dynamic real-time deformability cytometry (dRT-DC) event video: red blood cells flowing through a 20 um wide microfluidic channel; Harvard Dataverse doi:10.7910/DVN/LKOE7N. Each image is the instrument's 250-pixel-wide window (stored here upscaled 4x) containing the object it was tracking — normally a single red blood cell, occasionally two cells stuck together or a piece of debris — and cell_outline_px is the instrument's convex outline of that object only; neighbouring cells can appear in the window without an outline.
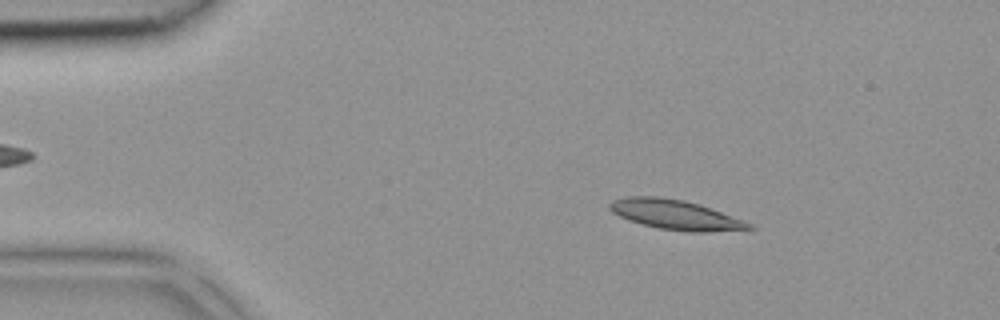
{"species": "common noctule bat (a hibernating species)", "species_latin": "Nyctalus noctula", "temperature_condition": "room temperature", "stored_images_in_passage": 40, "camera_frame_rate_fps": 3000, "um_per_image_px": 0.085, "animal": {"sex": "female", "body_mass_g": 18.4}, "frame": {"image": 1, "passage_image": 6, "time_ms": 1.667, "image_size_px": [1000, 320], "cell_outline_px": [[756, 228], [708, 232], [692, 232], [660, 228], [640, 224], [628, 220], [612, 212], [608, 208], [608, 204], [612, 200], [624, 196], [656, 196], [684, 200], [700, 204], [744, 220], [752, 224]], "centroid_in_image_um": [57.38, 18.24], "position_along_channel_um": 27.6, "area_um2": 24.22}}
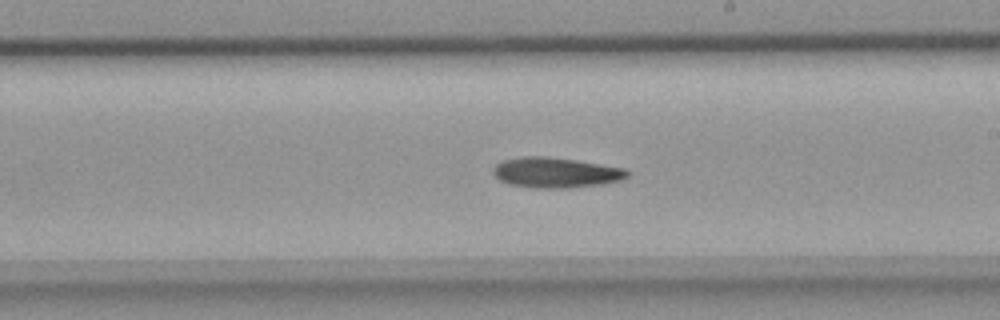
{"frame": {"image": 2, "passage_image": 23, "time_ms": 7.333, "image_size_px": [1000, 320], "cell_outline_px": [[632, 172], [628, 176], [620, 180], [604, 184], [568, 188], [536, 188], [508, 184], [500, 180], [492, 172], [492, 168], [496, 164], [504, 160], [520, 156], [544, 156], [576, 160], [624, 168]], "centroid_in_image_um": [47.24, 14.67], "position_along_channel_um": 241.8, "area_um2": 23.81}}
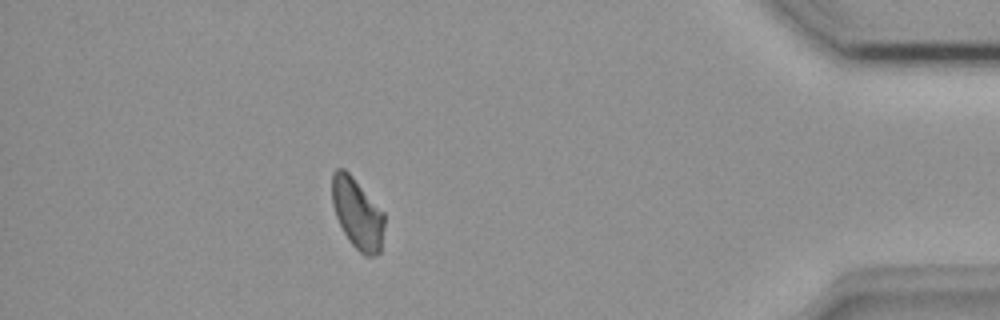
{"frame": {"image": 3, "passage_image": 36, "time_ms": 11.667, "image_size_px": [1000, 320], "cell_outline_px": [[384, 228], [380, 252], [376, 256], [364, 256], [348, 240], [336, 216], [332, 204], [332, 172], [336, 168], [344, 168], [352, 176], [384, 212]], "centroid_in_image_um": [30.37, 18.15], "position_along_channel_um": 404.8, "area_um2": 21.56}}